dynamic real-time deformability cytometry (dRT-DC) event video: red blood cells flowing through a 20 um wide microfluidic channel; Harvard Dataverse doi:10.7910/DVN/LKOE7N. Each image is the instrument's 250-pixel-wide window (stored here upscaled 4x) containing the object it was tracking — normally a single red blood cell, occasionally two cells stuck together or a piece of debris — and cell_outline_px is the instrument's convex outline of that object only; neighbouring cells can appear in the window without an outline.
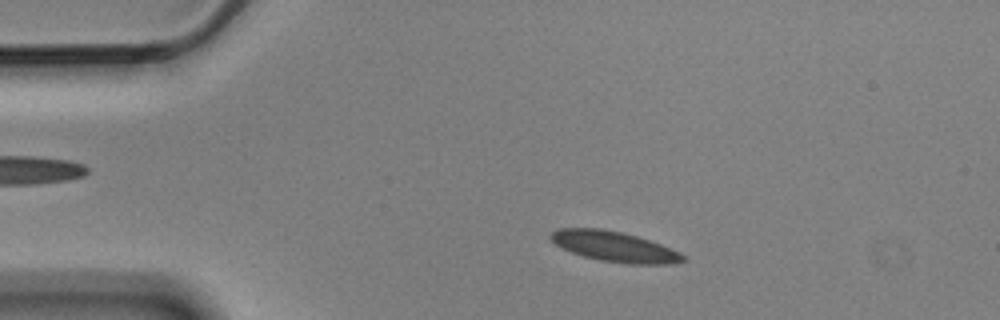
{"species": "Egyptian fruit bat (a non-hibernating species)", "species_latin": "Rousettus aegyptiacus", "temperature_condition": "cold", "stored_images_in_passage": 4, "camera_frame_rate_fps": 3000, "um_per_image_px": 0.085, "animal": {"sex": "male"}, "frame": {"image": 1, "passage_image": 2, "time_ms": 0.333, "image_size_px": [1000, 320], "cell_outline_px": [[688, 260], [672, 264], [628, 264], [600, 260], [584, 256], [572, 252], [556, 244], [548, 236], [556, 228], [600, 228], [620, 232], [636, 236], [660, 244], [680, 252], [688, 256]], "centroid_in_image_um": [52.27, 20.96], "position_along_channel_um": 32.7, "area_um2": 23.29}}
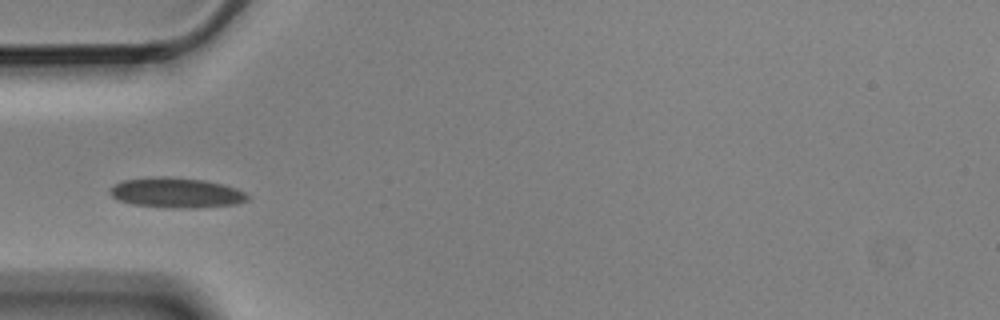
{"frame": {"image": 2, "passage_image": 4, "time_ms": 1.0, "image_size_px": [1000, 320], "cell_outline_px": [[252, 196], [248, 200], [236, 204], [192, 208], [172, 208], [132, 204], [120, 200], [112, 196], [108, 192], [116, 184], [124, 180], [156, 176], [172, 176], [204, 180], [236, 188]], "centroid_in_image_um": [15.02, 16.38], "position_along_channel_um": 70.0, "area_um2": 24.1}}